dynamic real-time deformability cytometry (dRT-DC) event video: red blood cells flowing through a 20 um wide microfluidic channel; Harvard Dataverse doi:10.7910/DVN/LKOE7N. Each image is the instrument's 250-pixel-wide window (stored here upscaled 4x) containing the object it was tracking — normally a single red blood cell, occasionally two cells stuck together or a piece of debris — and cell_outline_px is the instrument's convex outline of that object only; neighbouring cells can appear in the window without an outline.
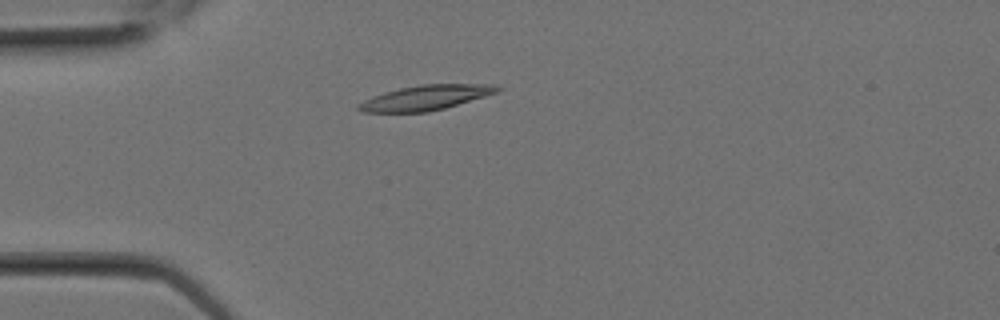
{"species": "Egyptian fruit bat (a non-hibernating species)", "species_latin": "Rousettus aegyptiacus", "temperature_condition": "room temperature", "stored_images_in_passage": 3, "camera_frame_rate_fps": 3000, "um_per_image_px": 0.085, "animal": {"sex": "female"}, "frame": {"image": 1, "passage_image": 2, "time_ms": 0.333, "image_size_px": [1000, 320], "cell_outline_px": [[504, 88], [496, 92], [484, 96], [444, 108], [428, 112], [360, 112], [356, 108], [356, 104], [372, 96], [384, 92], [400, 88], [420, 84], [496, 84]], "centroid_in_image_um": [36.14, 8.3], "position_along_channel_um": 48.9, "area_um2": 20.11}}